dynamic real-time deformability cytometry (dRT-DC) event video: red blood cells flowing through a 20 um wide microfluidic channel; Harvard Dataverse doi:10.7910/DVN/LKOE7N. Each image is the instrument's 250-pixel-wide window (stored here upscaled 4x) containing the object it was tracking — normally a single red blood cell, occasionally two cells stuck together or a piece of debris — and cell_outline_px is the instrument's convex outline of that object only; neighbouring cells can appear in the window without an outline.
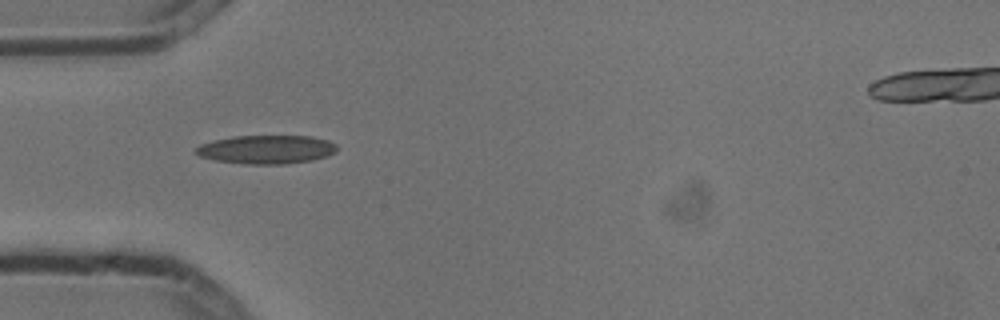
{"species": "common noctule bat (a hibernating species)", "species_latin": "Nyctalus noctula", "temperature_condition": "cold", "stored_images_in_passage": 5, "camera_frame_rate_fps": 3000, "um_per_image_px": 0.085, "animal": {"sex": "male", "body_mass_g": 13.3}, "frame": {"image": 1, "passage_image": 1, "time_ms": 0.0, "image_size_px": [1000, 320], "cell_outline_px": [[336, 152], [328, 156], [312, 160], [284, 164], [244, 164], [216, 160], [200, 156], [196, 152], [196, 148], [200, 144], [212, 140], [232, 136], [312, 136], [328, 140], [336, 144]], "centroid_in_image_um": [22.66, 12.7], "position_along_channel_um": 62.3, "area_um2": 23.58}}
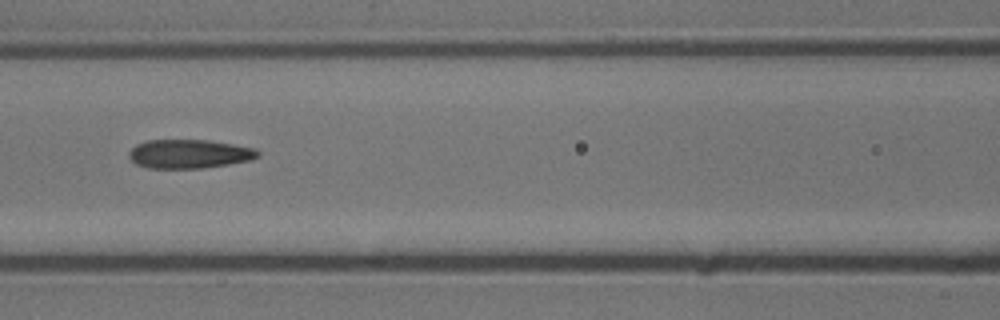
{"frame": {"image": 2, "passage_image": 3, "time_ms": 0.667, "image_size_px": [1000, 320], "cell_outline_px": [[260, 156], [252, 160], [228, 164], [200, 168], [148, 168], [136, 164], [128, 156], [128, 152], [136, 144], [148, 140], [208, 140], [256, 148], [260, 152]], "centroid_in_image_um": [16.1, 13.08], "position_along_channel_um": 150.5, "area_um2": 21.73}}
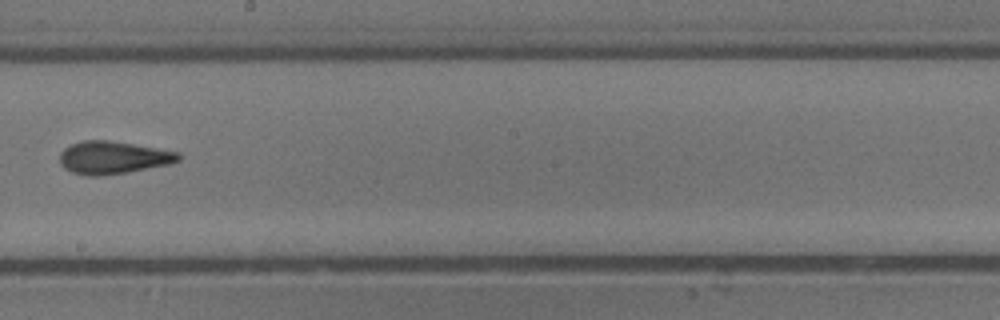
{"frame": {"image": 3, "passage_image": 5, "time_ms": 1.333, "image_size_px": [1000, 320], "cell_outline_px": [[180, 160], [168, 164], [128, 172], [100, 176], [88, 176], [72, 172], [64, 168], [60, 164], [60, 152], [64, 148], [72, 144], [84, 140], [108, 140], [180, 152]], "centroid_in_image_um": [9.58, 13.4], "position_along_channel_um": 238.6, "area_um2": 22.48}}